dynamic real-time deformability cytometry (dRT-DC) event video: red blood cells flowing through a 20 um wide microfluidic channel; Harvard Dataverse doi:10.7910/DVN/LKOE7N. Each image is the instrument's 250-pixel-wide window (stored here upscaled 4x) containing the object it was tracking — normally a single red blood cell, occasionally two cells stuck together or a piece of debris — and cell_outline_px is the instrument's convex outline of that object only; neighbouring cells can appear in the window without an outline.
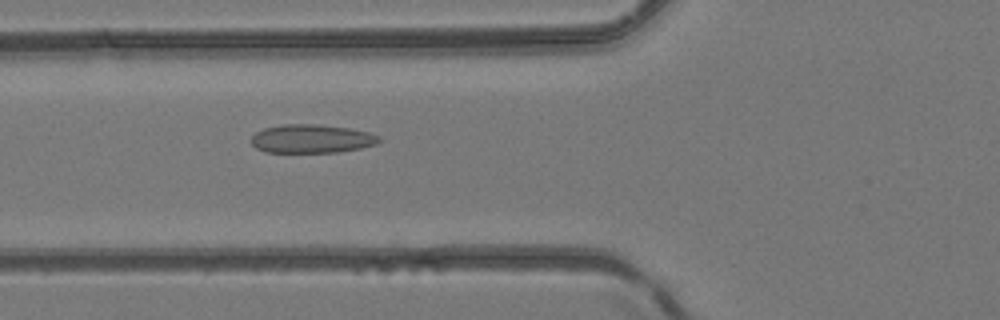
{"species": "common noctule bat (a hibernating species)", "species_latin": "Nyctalus noctula", "temperature_condition": "room temperature", "stored_images_in_passage": 49, "camera_frame_rate_fps": 3000, "um_per_image_px": 0.085, "animal": {"sex": "female", "body_mass_g": 24.6, "forearm_length_mm": 56.2}, "frame": {"image": 1, "passage_image": 19, "time_ms": 6.0, "image_size_px": [1000, 320], "cell_outline_px": [[384, 140], [376, 144], [360, 148], [336, 152], [264, 152], [256, 148], [252, 144], [252, 136], [256, 132], [264, 128], [284, 124], [316, 124], [348, 128], [368, 132], [380, 136]], "centroid_in_image_um": [26.5, 11.79], "position_along_channel_um": 99.3, "area_um2": 21.27}}
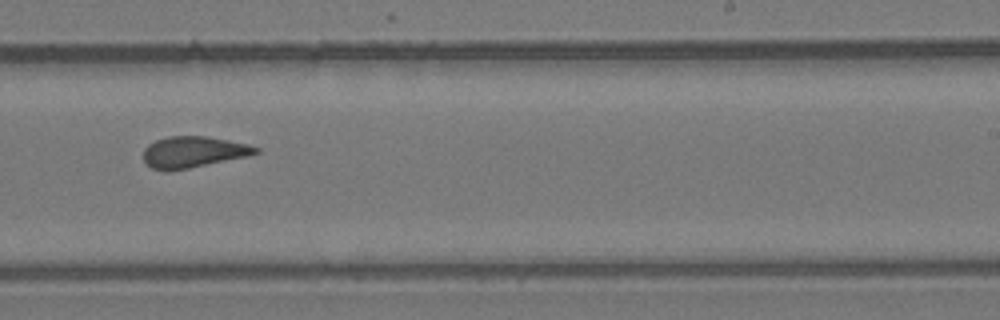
{"frame": {"image": 2, "passage_image": 31, "time_ms": 10.0, "image_size_px": [1000, 320], "cell_outline_px": [[260, 152], [248, 156], [188, 168], [152, 168], [144, 160], [144, 148], [148, 144], [156, 140], [168, 136], [208, 136], [248, 144], [260, 148]], "centroid_in_image_um": [16.49, 12.88], "position_along_channel_um": 272.5, "area_um2": 19.94}}
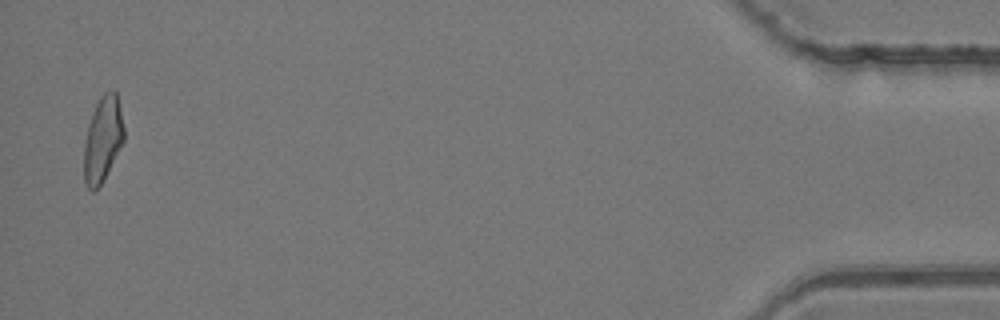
{"frame": {"image": 3, "passage_image": 48, "time_ms": 15.667, "image_size_px": [1000, 320], "cell_outline_px": [[124, 140], [100, 184], [92, 192], [84, 184], [84, 144], [88, 124], [92, 112], [100, 96], [104, 92], [112, 88], [116, 92], [124, 128]], "centroid_in_image_um": [8.71, 11.79], "position_along_channel_um": 426.5, "area_um2": 19.65}}